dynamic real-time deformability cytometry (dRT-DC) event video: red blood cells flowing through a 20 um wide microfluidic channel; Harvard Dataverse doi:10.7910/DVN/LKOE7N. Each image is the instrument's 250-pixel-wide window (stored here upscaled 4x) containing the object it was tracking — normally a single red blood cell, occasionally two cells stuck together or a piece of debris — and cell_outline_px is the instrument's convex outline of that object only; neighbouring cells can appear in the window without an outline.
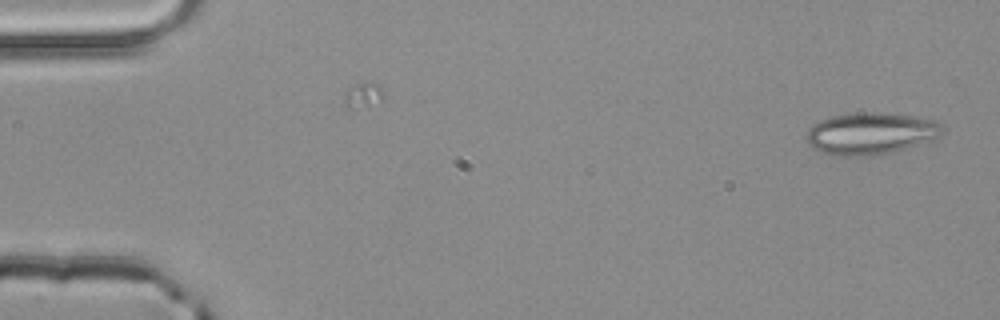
{"species": "common noctule bat (a hibernating species)", "species_latin": "Nyctalus noctula", "temperature_condition": "room temperature", "stored_images_in_passage": 4, "camera_frame_rate_fps": 3000, "um_per_image_px": 0.085, "animal": {"sex": "male", "body_mass_g": 20.4}, "frame": {"image": 1, "passage_image": 1, "time_ms": 0.0, "image_size_px": [1000, 320], "cell_outline_px": [[944, 128], [940, 136], [932, 140], [904, 148], [872, 156], [840, 156], [824, 152], [812, 148], [808, 144], [804, 136], [808, 128], [812, 124], [820, 120], [832, 116], [852, 112], [876, 112], [916, 116], [936, 120]], "centroid_in_image_um": [73.97, 11.33], "position_along_channel_um": 11.0, "area_um2": 33.41}}